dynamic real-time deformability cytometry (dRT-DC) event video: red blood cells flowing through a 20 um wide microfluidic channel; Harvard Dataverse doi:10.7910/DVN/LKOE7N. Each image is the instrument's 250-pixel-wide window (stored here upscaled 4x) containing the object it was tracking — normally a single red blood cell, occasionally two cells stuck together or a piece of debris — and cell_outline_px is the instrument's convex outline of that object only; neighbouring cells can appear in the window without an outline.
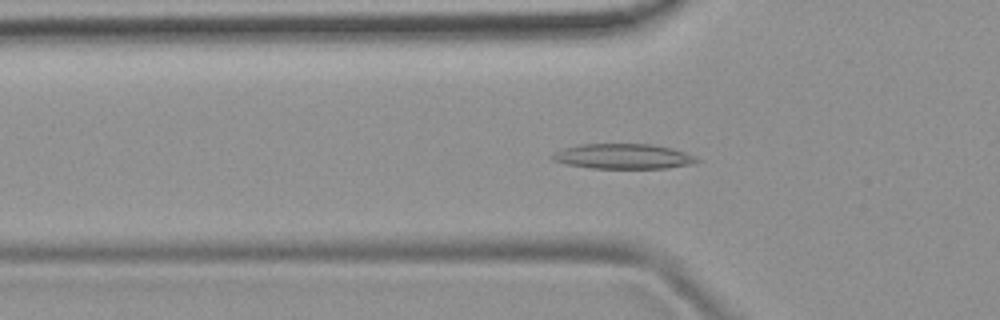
{"species": "common noctule bat (a hibernating species)", "species_latin": "Nyctalus noctula", "temperature_condition": "room temperature", "stored_images_in_passage": 51, "camera_frame_rate_fps": 3000, "um_per_image_px": 0.085, "animal": {"sex": "female", "body_mass_g": 19.9}, "frame": {"image": 1, "passage_image": 16, "time_ms": 5.0, "image_size_px": [1000, 320], "cell_outline_px": [[700, 160], [688, 164], [664, 168], [592, 168], [568, 164], [552, 160], [552, 156], [556, 152], [564, 148], [580, 144], [648, 144], [672, 148], [696, 156]], "centroid_in_image_um": [52.97, 13.28], "position_along_channel_um": 72.8, "area_um2": 20.75}}
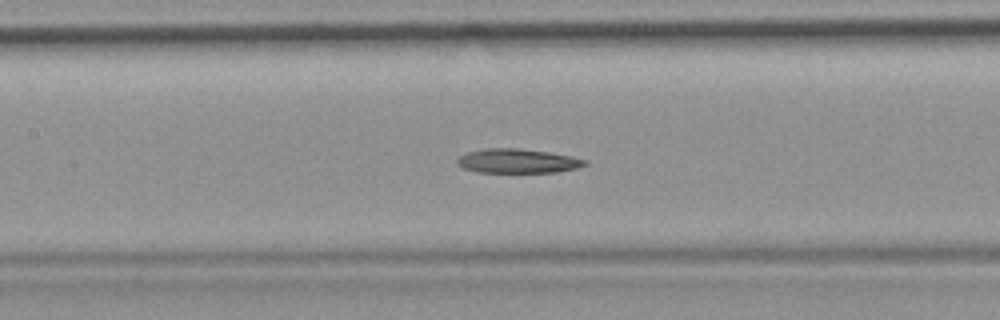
{"frame": {"image": 2, "passage_image": 23, "time_ms": 7.333, "image_size_px": [1000, 320], "cell_outline_px": [[588, 164], [576, 168], [556, 172], [480, 172], [464, 168], [456, 164], [456, 160], [460, 156], [468, 152], [488, 148], [520, 148], [548, 152], [588, 160]], "centroid_in_image_um": [43.99, 13.68], "position_along_channel_um": 163.4, "area_um2": 17.86}}
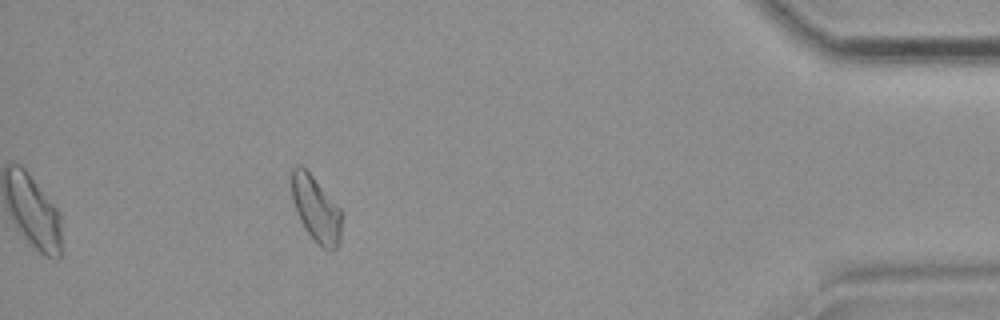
{"frame": {"image": 3, "passage_image": 46, "time_ms": 15.0, "image_size_px": [1000, 320], "cell_outline_px": [[344, 216], [340, 240], [336, 248], [332, 252], [328, 252], [304, 228], [300, 220], [292, 200], [292, 168], [296, 164], [300, 164], [312, 176], [344, 212]], "centroid_in_image_um": [26.91, 17.79], "position_along_channel_um": 408.3, "area_um2": 19.25}}